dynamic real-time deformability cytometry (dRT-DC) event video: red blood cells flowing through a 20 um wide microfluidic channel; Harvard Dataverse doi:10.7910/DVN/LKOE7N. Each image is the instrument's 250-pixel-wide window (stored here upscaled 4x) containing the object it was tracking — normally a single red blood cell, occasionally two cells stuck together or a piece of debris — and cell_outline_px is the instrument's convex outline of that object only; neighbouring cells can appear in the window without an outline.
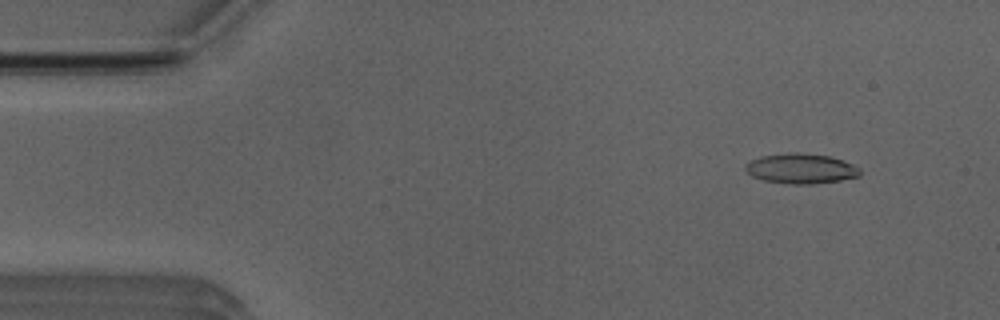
{"species": "Egyptian fruit bat (a non-hibernating species)", "species_latin": "Rousettus aegyptiacus", "temperature_condition": "room temperature", "stored_images_in_passage": 52, "camera_frame_rate_fps": 3000, "um_per_image_px": 0.085, "animal": {"sex": "male"}, "frame": {"image": 1, "passage_image": 5, "time_ms": 1.333, "image_size_px": [1000, 320], "cell_outline_px": [[860, 176], [840, 180], [812, 184], [792, 184], [764, 180], [752, 176], [744, 168], [744, 164], [760, 156], [796, 152], [828, 156], [844, 160], [860, 168]], "centroid_in_image_um": [68.08, 14.33], "position_along_channel_um": 16.9, "area_um2": 19.94}}
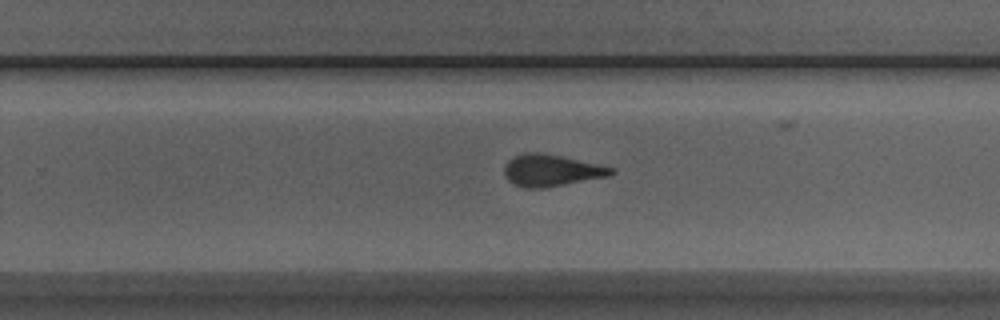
{"frame": {"image": 2, "passage_image": 32, "time_ms": 10.333, "image_size_px": [1000, 320], "cell_outline_px": [[616, 172], [608, 176], [544, 188], [524, 188], [512, 184], [504, 176], [504, 168], [508, 160], [512, 156], [524, 152], [540, 152], [560, 156], [616, 168]], "centroid_in_image_um": [46.82, 14.48], "position_along_channel_um": 283.0, "area_um2": 19.88}}
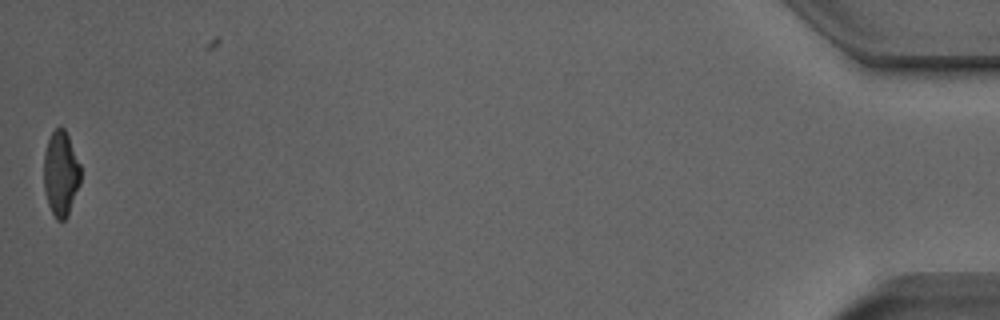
{"frame": {"image": 3, "passage_image": 51, "time_ms": 16.667, "image_size_px": [1000, 320], "cell_outline_px": [[80, 184], [68, 216], [64, 220], [56, 220], [48, 204], [44, 192], [44, 156], [48, 140], [52, 132], [56, 128], [64, 128], [68, 136], [80, 164]], "centroid_in_image_um": [5.17, 14.79], "position_along_channel_um": 430.0, "area_um2": 18.15}, "authors_computed_cell_mechanics": {"area_um2": 19.7098, "velocity_mm_per_s": 3.9647, "shape_relaxation_time_tau1_ms": 4.4725, "shape_relaxation_time_tau2_ms": 1.6638, "deformation_change_tau1": 0.1763, "deformation_change_tau2": 0.1138}}